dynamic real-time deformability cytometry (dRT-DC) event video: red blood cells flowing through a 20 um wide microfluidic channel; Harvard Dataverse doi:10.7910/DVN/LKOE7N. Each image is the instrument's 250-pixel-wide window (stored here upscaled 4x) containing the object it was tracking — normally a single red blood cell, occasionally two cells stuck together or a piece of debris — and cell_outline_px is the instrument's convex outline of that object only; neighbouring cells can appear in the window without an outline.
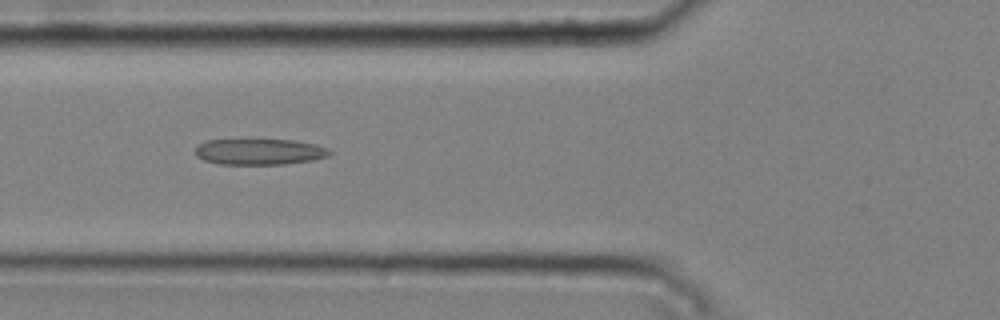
{"species": "common noctule bat (a hibernating species)", "species_latin": "Nyctalus noctula", "temperature_condition": "cold", "stored_images_in_passage": 10, "camera_frame_rate_fps": 3000, "um_per_image_px": 0.085, "animal": {"sex": "male", "body_mass_g": 20.4}, "frame": {"image": 1, "passage_image": 6, "time_ms": 1.667, "image_size_px": [1000, 320], "cell_outline_px": [[332, 152], [328, 156], [312, 160], [284, 164], [220, 164], [204, 160], [196, 156], [196, 148], [204, 140], [248, 136], [296, 140], [316, 144], [328, 148]], "centroid_in_image_um": [22.02, 12.83], "position_along_channel_um": 103.8, "area_um2": 21.62}}
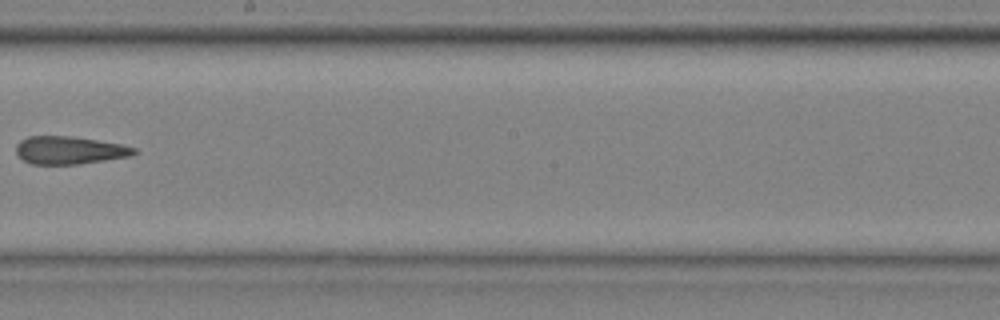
{"frame": {"image": 2, "passage_image": 9, "time_ms": 2.667, "image_size_px": [1000, 320], "cell_outline_px": [[140, 152], [132, 156], [80, 164], [32, 164], [16, 156], [16, 144], [20, 140], [28, 136], [68, 136], [96, 140], [120, 144], [136, 148]], "centroid_in_image_um": [5.9, 12.77], "position_along_channel_um": 242.3, "area_um2": 19.25}}
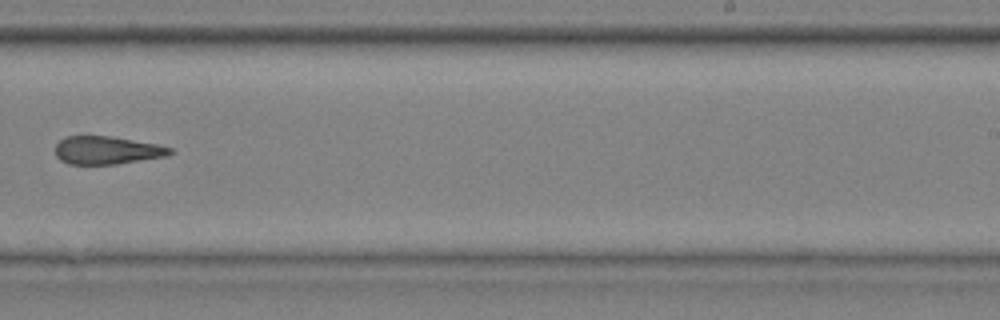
{"frame": {"image": 3, "passage_image": 10, "time_ms": 3.0, "image_size_px": [1000, 320], "cell_outline_px": [[176, 152], [168, 156], [116, 164], [68, 164], [60, 160], [56, 156], [56, 144], [64, 136], [112, 136], [156, 144], [172, 148]], "centroid_in_image_um": [9.11, 12.77], "position_along_channel_um": 279.9, "area_um2": 18.84}}